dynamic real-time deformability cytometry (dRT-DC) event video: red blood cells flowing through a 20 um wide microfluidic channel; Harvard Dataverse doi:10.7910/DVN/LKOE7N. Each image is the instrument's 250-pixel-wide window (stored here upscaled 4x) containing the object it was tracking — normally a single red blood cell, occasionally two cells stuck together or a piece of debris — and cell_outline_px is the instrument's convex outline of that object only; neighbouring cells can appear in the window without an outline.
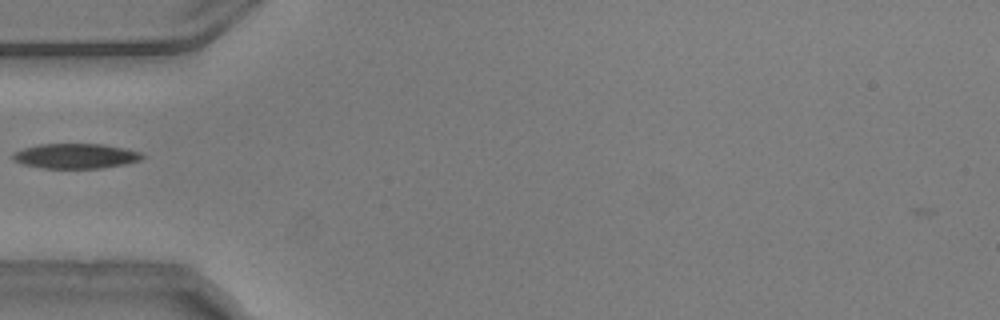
{"species": "common noctule bat (a hibernating species)", "species_latin": "Nyctalus noctula", "temperature_condition": "warm", "stored_images_in_passage": 37, "camera_frame_rate_fps": 3000, "um_per_image_px": 0.085, "animal": {"sex": "male", "body_mass_g": 20.5, "forearm_length_mm": 52.5}, "frame": {"image": 1, "passage_image": 1, "time_ms": 0.0, "image_size_px": [1000, 320], "cell_outline_px": [[144, 156], [140, 160], [124, 164], [100, 168], [40, 168], [24, 164], [12, 160], [12, 152], [24, 148], [40, 144], [100, 144], [124, 148], [140, 152]], "centroid_in_image_um": [6.39, 13.26], "position_along_channel_um": 78.6, "area_um2": 18.73}}
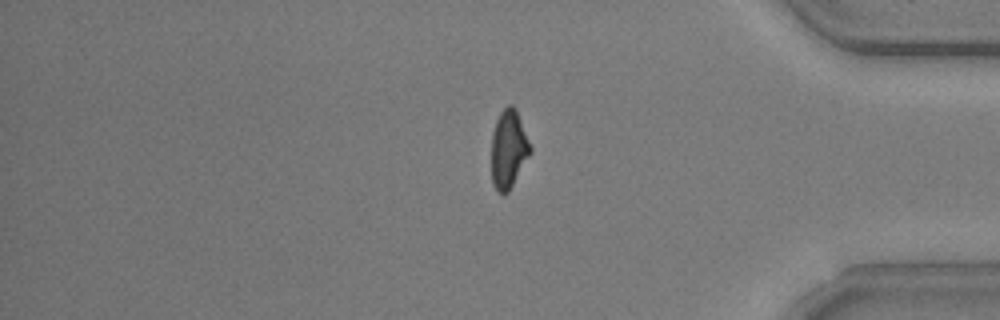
{"frame": {"image": 2, "passage_image": 28, "time_ms": 9.0, "image_size_px": [1000, 320], "cell_outline_px": [[532, 152], [508, 192], [504, 196], [492, 184], [492, 132], [496, 120], [500, 112], [508, 104], [512, 104], [516, 108], [532, 148]], "centroid_in_image_um": [43.24, 12.66], "position_along_channel_um": 392.0, "area_um2": 17.8}}
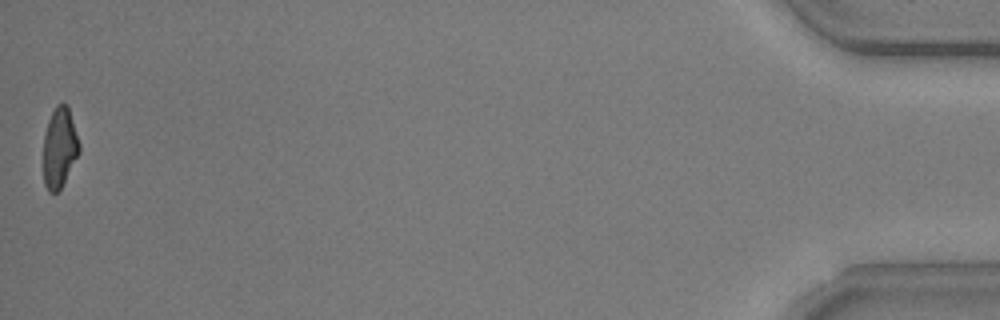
{"frame": {"image": 3, "passage_image": 37, "time_ms": 12.0, "image_size_px": [1000, 320], "cell_outline_px": [[80, 152], [60, 188], [56, 192], [48, 192], [44, 184], [44, 132], [48, 120], [56, 104], [68, 104], [80, 144]], "centroid_in_image_um": [5.06, 12.52], "position_along_channel_um": 430.1, "area_um2": 16.7}}